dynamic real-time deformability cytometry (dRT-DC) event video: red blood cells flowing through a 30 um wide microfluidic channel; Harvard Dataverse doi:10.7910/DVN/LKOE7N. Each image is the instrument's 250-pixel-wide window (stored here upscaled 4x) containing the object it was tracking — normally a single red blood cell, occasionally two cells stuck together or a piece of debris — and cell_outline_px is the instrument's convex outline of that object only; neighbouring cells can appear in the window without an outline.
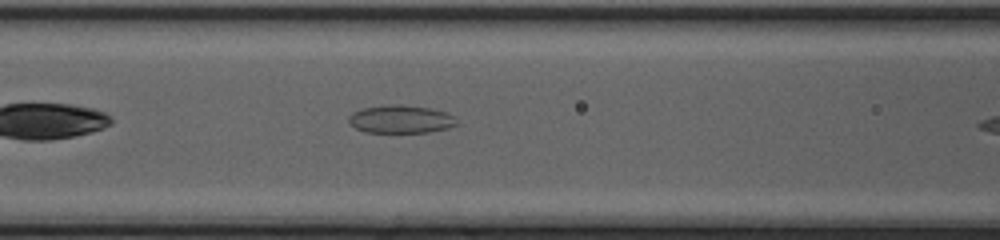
{"species": "common noctule bat (a hibernating species)", "species_latin": "Nyctalus noctula", "temperature_condition": "cold", "stored_images_in_passage": 8, "camera_frame_rate_fps": 3000, "um_per_image_px": 0.085, "animal": {"sex": "female", "body_mass_g": 20.0, "forearm_length_mm": 54.0}, "frame": {"image": 1, "passage_image": 7, "time_ms": 2.0, "image_size_px": [1000, 240], "cell_outline_px": [[456, 124], [448, 128], [428, 132], [364, 132], [356, 128], [348, 120], [348, 116], [352, 112], [360, 108], [384, 104], [400, 104], [432, 108], [448, 112], [456, 116]], "centroid_in_image_um": [34.06, 10.11], "position_along_channel_um": 132.5, "area_um2": 17.92}}